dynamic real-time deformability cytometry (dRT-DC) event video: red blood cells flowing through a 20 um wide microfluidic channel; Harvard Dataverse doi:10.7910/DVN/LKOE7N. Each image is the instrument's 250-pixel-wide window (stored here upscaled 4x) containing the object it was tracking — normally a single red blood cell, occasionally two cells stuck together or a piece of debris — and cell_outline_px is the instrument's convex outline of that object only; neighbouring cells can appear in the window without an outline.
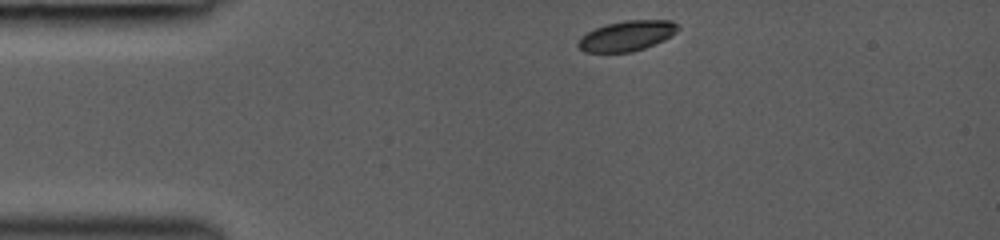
{"species": "common noctule bat (a hibernating species)", "species_latin": "Nyctalus noctula", "temperature_condition": "room temperature", "stored_images_in_passage": 7, "camera_frame_rate_fps": 3000, "um_per_image_px": 0.085, "animal": {"sex": "female", "body_mass_g": 19.0, "forearm_length_mm": 53.3}, "frame": {"image": 1, "passage_image": 1, "time_ms": 0.0, "image_size_px": [1000, 240], "cell_outline_px": [[680, 28], [672, 36], [664, 40], [644, 48], [632, 52], [584, 52], [576, 44], [580, 36], [596, 28], [608, 24], [624, 20], [672, 20]], "centroid_in_image_um": [53.29, 3.05], "position_along_channel_um": 31.7, "area_um2": 17.57}}
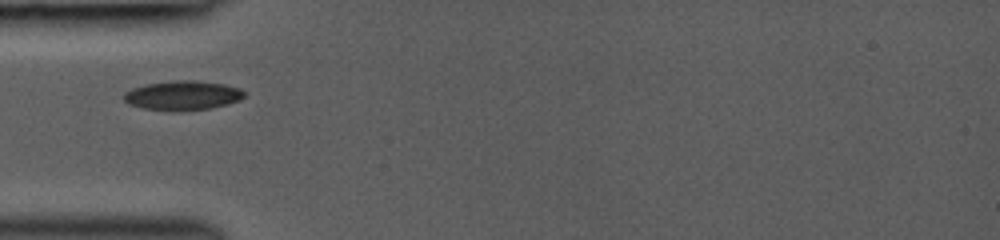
{"frame": {"image": 2, "passage_image": 4, "time_ms": 2.0, "image_size_px": [1000, 240], "cell_outline_px": [[244, 96], [240, 100], [212, 108], [176, 112], [172, 112], [144, 108], [128, 104], [124, 100], [124, 92], [132, 88], [148, 84], [172, 80], [192, 80], [224, 84], [240, 88], [244, 92]], "centroid_in_image_um": [15.51, 8.12], "position_along_channel_um": 69.5, "area_um2": 20.75}}
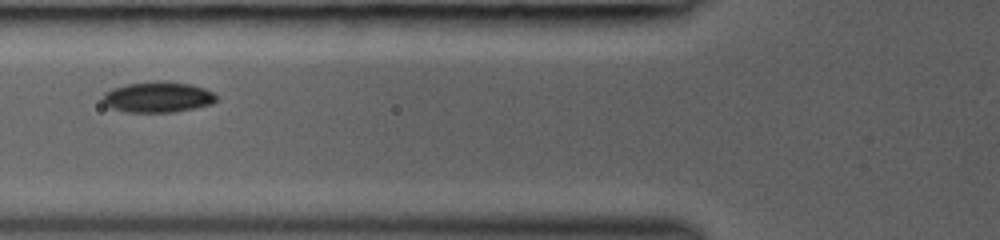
{"frame": {"image": 3, "passage_image": 6, "time_ms": 3.0, "image_size_px": [1000, 240], "cell_outline_px": [[216, 100], [212, 104], [196, 108], [172, 112], [124, 112], [112, 108], [104, 104], [104, 92], [112, 88], [128, 84], [192, 84], [204, 88], [212, 92], [216, 96]], "centroid_in_image_um": [13.42, 8.31], "position_along_channel_um": 112.4, "area_um2": 19.42}}